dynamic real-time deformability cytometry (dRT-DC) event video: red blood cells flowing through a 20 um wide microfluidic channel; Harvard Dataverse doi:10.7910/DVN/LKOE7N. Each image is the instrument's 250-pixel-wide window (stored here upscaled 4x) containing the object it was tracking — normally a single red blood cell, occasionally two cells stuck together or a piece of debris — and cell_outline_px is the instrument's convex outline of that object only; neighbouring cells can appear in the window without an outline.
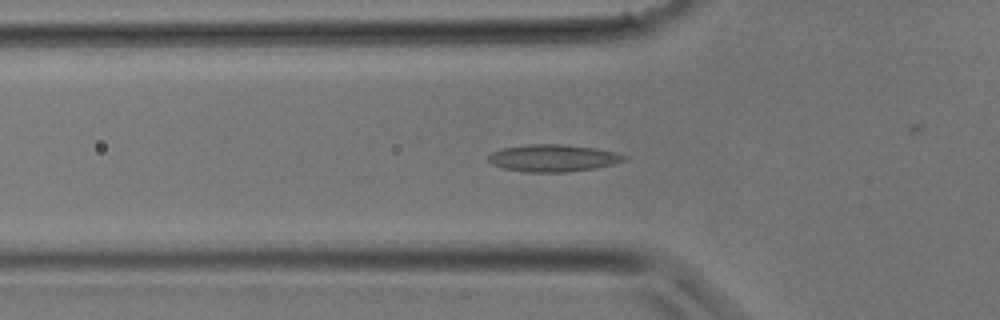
{"species": "common noctule bat (a hibernating species)", "species_latin": "Nyctalus noctula", "temperature_condition": "room temperature", "stored_images_in_passage": 10, "camera_frame_rate_fps": 3000, "um_per_image_px": 0.085, "animal": {"sex": "male", "body_mass_g": 17.9}, "frame": {"image": 1, "passage_image": 9, "time_ms": 2.667, "image_size_px": [1000, 320], "cell_outline_px": [[628, 156], [624, 160], [612, 164], [596, 168], [568, 172], [524, 172], [504, 168], [492, 164], [488, 160], [488, 156], [492, 152], [500, 148], [528, 144], [564, 144], [596, 148], [616, 152]], "centroid_in_image_um": [47.0, 13.43], "position_along_channel_um": 78.8, "area_um2": 21.62}}